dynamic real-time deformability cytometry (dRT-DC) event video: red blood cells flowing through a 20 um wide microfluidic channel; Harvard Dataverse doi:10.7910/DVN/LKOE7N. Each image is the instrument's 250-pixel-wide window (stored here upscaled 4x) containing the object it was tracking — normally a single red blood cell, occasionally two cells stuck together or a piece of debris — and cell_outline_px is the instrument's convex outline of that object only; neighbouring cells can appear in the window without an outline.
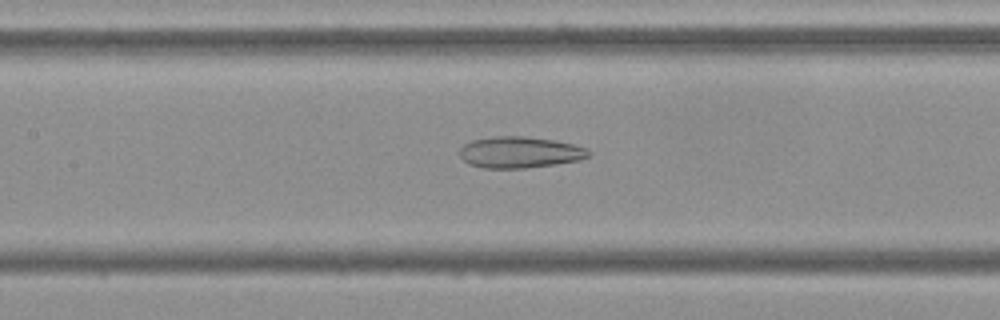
{"species": "Egyptian fruit bat (a non-hibernating species)", "species_latin": "Rousettus aegyptiacus", "temperature_condition": "cold", "stored_images_in_passage": 55, "camera_frame_rate_fps": 3000, "um_per_image_px": 0.085, "frame": {"image": 1, "passage_image": 25, "time_ms": 8.0, "image_size_px": [1000, 320], "cell_outline_px": [[592, 152], [588, 156], [580, 160], [524, 168], [484, 168], [468, 164], [460, 156], [460, 148], [464, 144], [472, 140], [492, 136], [524, 136], [556, 140], [588, 148]], "centroid_in_image_um": [44.18, 12.93], "position_along_channel_um": 163.2, "area_um2": 23.58}}
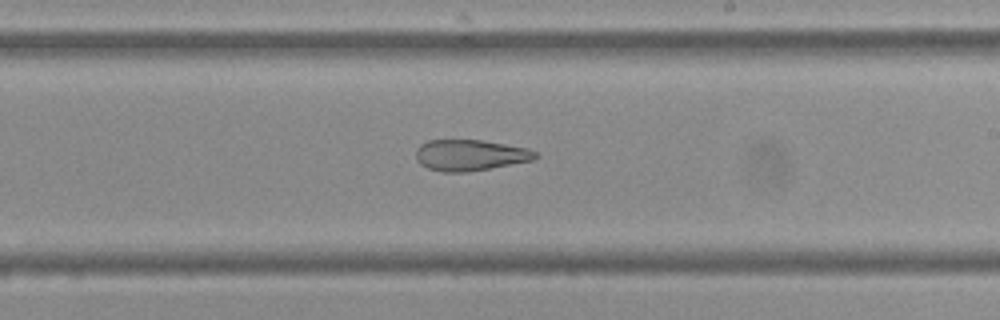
{"frame": {"image": 2, "passage_image": 32, "time_ms": 10.333, "image_size_px": [1000, 320], "cell_outline_px": [[540, 156], [532, 160], [468, 172], [444, 172], [428, 168], [420, 164], [416, 160], [416, 148], [420, 144], [428, 140], [484, 140], [528, 148], [536, 152]], "centroid_in_image_um": [39.94, 13.18], "position_along_channel_um": 249.1, "area_um2": 21.68}}
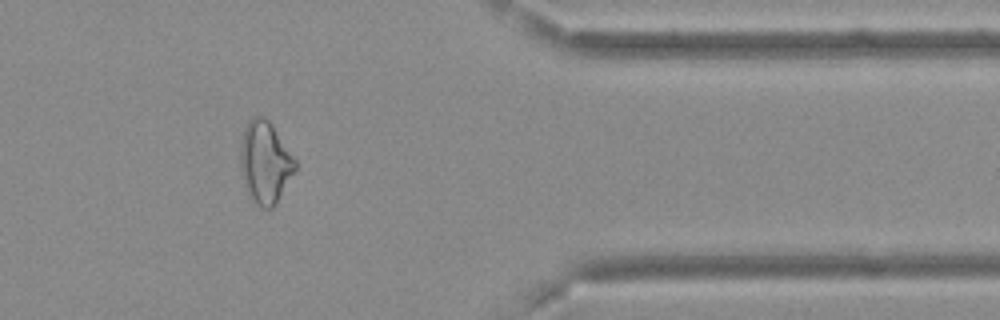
{"frame": {"image": 3, "passage_image": 45, "time_ms": 14.667, "image_size_px": [1000, 320], "cell_outline_px": [[296, 168], [276, 204], [272, 208], [260, 208], [248, 196], [244, 184], [240, 164], [240, 144], [244, 128], [252, 116], [264, 116], [272, 124], [296, 160]], "centroid_in_image_um": [22.51, 13.8], "position_along_channel_um": 388.9, "area_um2": 26.3}, "authors_computed_cell_mechanics": {"area_um2": 26.9348, "velocity_mm_per_s": 3.6924, "shape_relaxation_time_tau1_ms": null, "shape_relaxation_time_tau2_ms": 4.586, "deformation_change_tau1": null, "deformation_change_tau2": 0.1461}}